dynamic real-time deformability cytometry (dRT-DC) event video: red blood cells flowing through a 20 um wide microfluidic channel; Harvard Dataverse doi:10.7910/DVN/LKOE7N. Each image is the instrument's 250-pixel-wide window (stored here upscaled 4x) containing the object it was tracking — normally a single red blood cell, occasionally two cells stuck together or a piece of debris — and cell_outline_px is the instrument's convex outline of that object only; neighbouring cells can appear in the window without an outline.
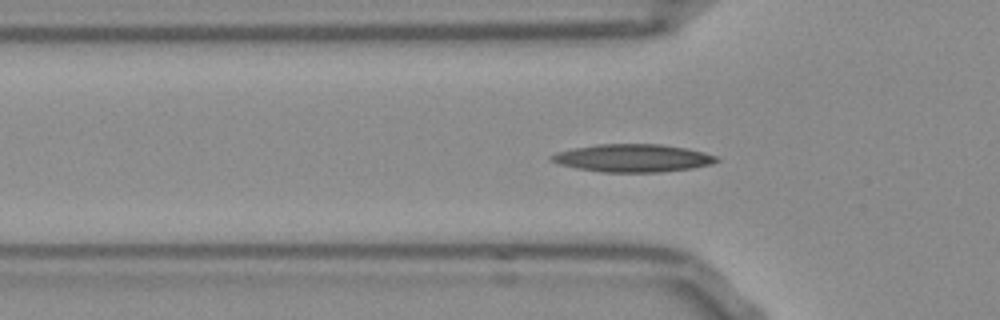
{"species": "Egyptian fruit bat (a non-hibernating species)", "species_latin": "Rousettus aegyptiacus", "temperature_condition": "room temperature", "stored_images_in_passage": 49, "camera_frame_rate_fps": 3000, "um_per_image_px": 0.085, "frame": {"image": 1, "passage_image": 12, "time_ms": 3.667, "image_size_px": [1000, 320], "cell_outline_px": [[720, 160], [708, 164], [692, 168], [660, 172], [600, 172], [576, 168], [560, 164], [548, 160], [548, 156], [556, 152], [572, 148], [600, 144], [660, 144], [684, 148], [704, 152], [716, 156]], "centroid_in_image_um": [53.72, 13.43], "position_along_channel_um": 72.1, "area_um2": 26.7}}
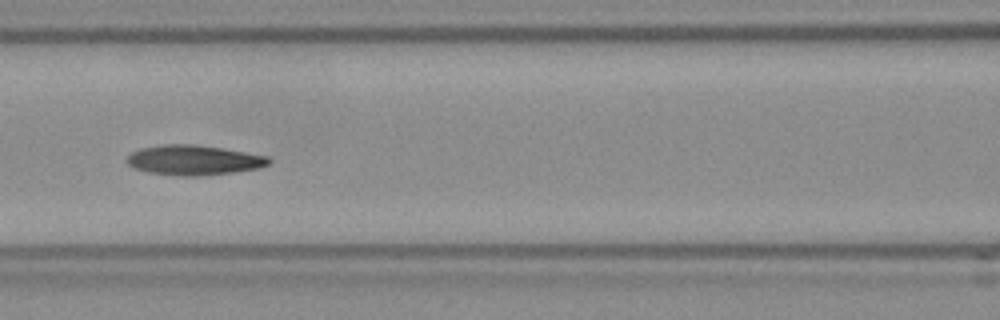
{"frame": {"image": 2, "passage_image": 18, "time_ms": 5.667, "image_size_px": [1000, 320], "cell_outline_px": [[272, 160], [268, 164], [260, 168], [236, 172], [200, 176], [180, 176], [148, 172], [136, 168], [128, 164], [124, 160], [132, 152], [140, 148], [164, 144], [192, 144], [220, 148], [268, 156]], "centroid_in_image_um": [16.47, 13.61], "position_along_channel_um": 150.1, "area_um2": 24.74}}
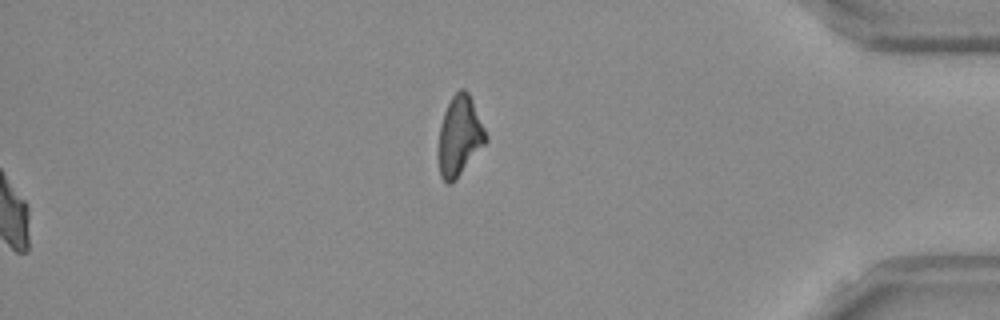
{"frame": {"image": 3, "passage_image": 49, "time_ms": 16.0, "image_size_px": [1000, 320], "cell_outline_px": [[488, 140], [456, 180], [452, 184], [448, 184], [440, 176], [436, 156], [436, 152], [440, 124], [444, 112], [452, 96], [460, 88], [464, 88], [468, 92], [472, 100], [488, 136]], "centroid_in_image_um": [39.02, 11.6], "position_along_channel_um": 396.2, "area_um2": 22.48}}